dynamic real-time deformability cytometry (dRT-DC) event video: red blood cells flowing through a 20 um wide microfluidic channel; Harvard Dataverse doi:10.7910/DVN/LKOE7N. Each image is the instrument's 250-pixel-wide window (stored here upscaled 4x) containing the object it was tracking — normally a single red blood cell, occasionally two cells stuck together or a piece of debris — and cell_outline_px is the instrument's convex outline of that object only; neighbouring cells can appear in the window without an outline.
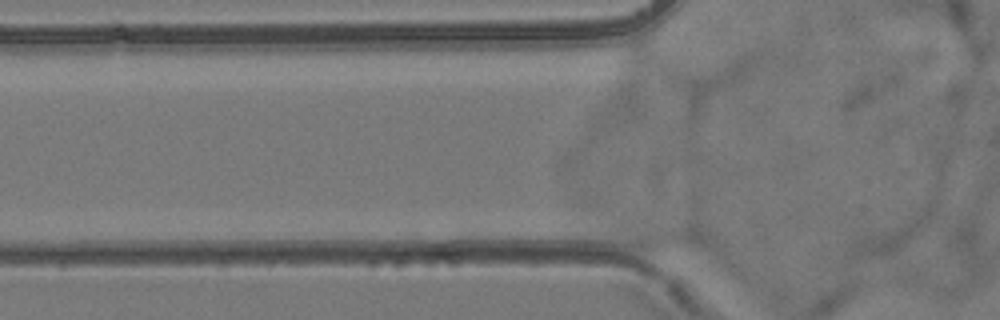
{"species": "common noctule bat (a hibernating species)", "species_latin": "Nyctalus noctula", "temperature_condition": "room temperature", "stored_images_in_passage": 3, "camera_frame_rate_fps": 3000, "um_per_image_px": 0.085, "animal": {"sex": "female", "body_mass_g": 24.6, "forearm_length_mm": 56.2}, "frame": {"image": 1, "passage_image": 2, "time_ms": 0.333, "image_size_px": [1000, 320], "cell_outline_px": [[708, 248], [652, 252], [648, 252], [616, 244], [608, 224], [616, 220], [632, 220], [692, 228], [708, 244]], "centroid_in_image_um": [55.69, 20.1], "position_along_channel_um": 70.1, "area_um2": 16.65}}